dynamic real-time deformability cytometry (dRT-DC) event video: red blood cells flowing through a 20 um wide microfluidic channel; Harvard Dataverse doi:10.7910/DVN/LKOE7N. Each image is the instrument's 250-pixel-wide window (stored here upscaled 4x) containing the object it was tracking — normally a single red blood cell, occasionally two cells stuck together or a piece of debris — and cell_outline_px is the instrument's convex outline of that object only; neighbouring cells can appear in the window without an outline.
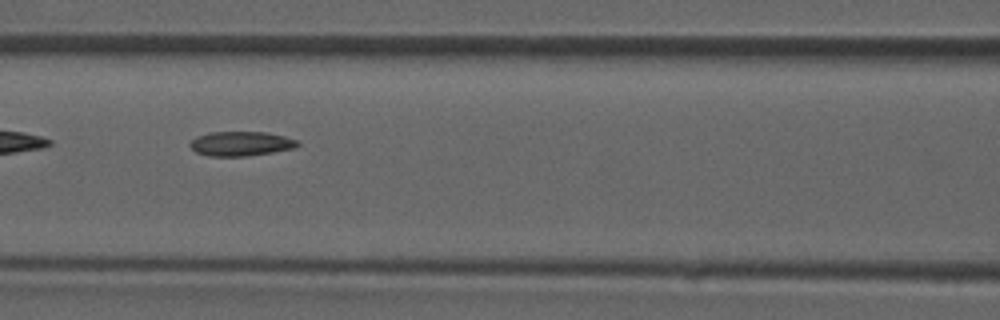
{"species": "common noctule bat (a hibernating species)", "species_latin": "Nyctalus noctula", "temperature_condition": "room temperature", "stored_images_in_passage": 6, "camera_frame_rate_fps": 3000, "um_per_image_px": 0.085, "animal": {"sex": "male", "forearm_length_mm": 52.5}, "frame": {"image": 1, "passage_image": 6, "time_ms": 1.667, "image_size_px": [1000, 320], "cell_outline_px": [[300, 144], [296, 148], [272, 152], [244, 156], [208, 156], [196, 152], [188, 144], [196, 136], [208, 132], [268, 132], [284, 136], [296, 140]], "centroid_in_image_um": [20.46, 12.2], "position_along_channel_um": 146.1, "area_um2": 15.37}}